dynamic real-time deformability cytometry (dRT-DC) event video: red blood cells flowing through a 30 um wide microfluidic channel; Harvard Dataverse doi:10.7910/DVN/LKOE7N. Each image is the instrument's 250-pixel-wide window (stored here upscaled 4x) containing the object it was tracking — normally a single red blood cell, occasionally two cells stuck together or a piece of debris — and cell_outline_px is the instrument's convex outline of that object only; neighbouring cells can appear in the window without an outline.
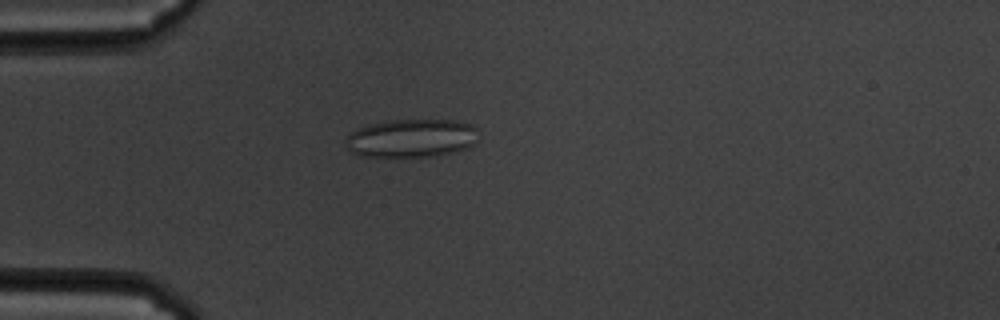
{"species": "common noctule bat (a hibernating species)", "species_latin": "Nyctalus noctula", "temperature_condition": "cold", "stored_images_in_passage": 55, "camera_frame_rate_fps": 3000, "um_per_image_px": 0.085, "animal": {"sex": "male", "body_mass_g": 19.5, "forearm_length_mm": 54.6}, "frame": {"image": 1, "passage_image": 12, "time_ms": 3.667, "image_size_px": [1000, 320], "cell_outline_px": [[476, 144], [468, 148], [456, 152], [436, 156], [360, 156], [352, 152], [344, 144], [344, 140], [356, 128], [372, 124], [392, 120], [456, 120], [472, 124], [476, 128]], "centroid_in_image_um": [35.0, 11.75], "position_along_channel_um": 50.0, "area_um2": 29.77}}
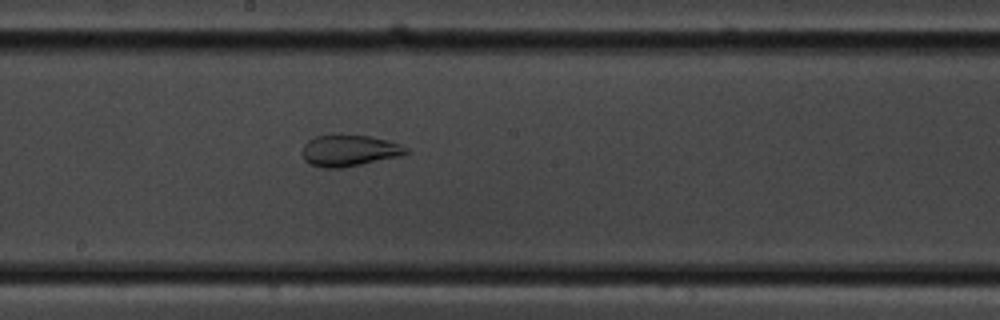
{"frame": {"image": 2, "passage_image": 28, "time_ms": 9.0, "image_size_px": [1000, 320], "cell_outline_px": [[408, 152], [400, 156], [344, 168], [324, 168], [308, 164], [304, 160], [304, 144], [308, 140], [316, 136], [372, 136], [388, 140], [400, 144], [408, 148]], "centroid_in_image_um": [29.71, 12.82], "position_along_channel_um": 218.5, "area_um2": 18.79}}
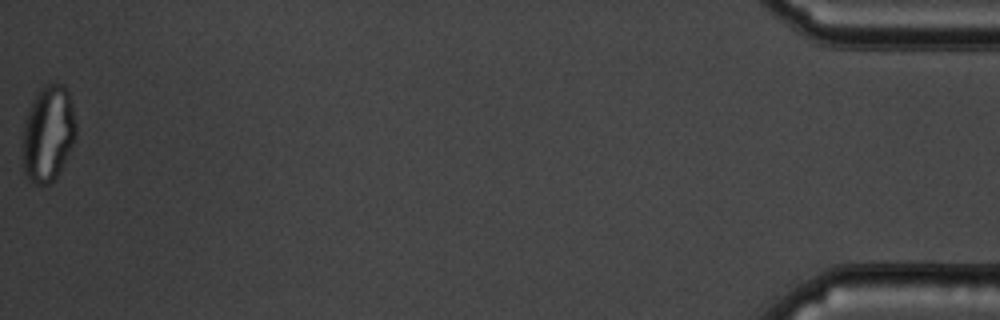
{"frame": {"image": 3, "passage_image": 55, "time_ms": 18.0, "image_size_px": [1000, 320], "cell_outline_px": [[76, 136], [56, 176], [48, 184], [36, 184], [24, 172], [24, 124], [28, 112], [40, 88], [44, 84], [64, 84], [68, 92], [72, 104], [76, 124]], "centroid_in_image_um": [4.11, 11.31], "position_along_channel_um": 431.1, "area_um2": 28.96}, "authors_computed_cell_mechanics": {"area_um2": 26.3568, "velocity_mm_per_s": 3.3963, "shape_relaxation_time_tau1_ms": null, "shape_relaxation_time_tau2_ms": 1.2313, "deformation_change_tau1": null, "deformation_change_tau2": 0.0819}}